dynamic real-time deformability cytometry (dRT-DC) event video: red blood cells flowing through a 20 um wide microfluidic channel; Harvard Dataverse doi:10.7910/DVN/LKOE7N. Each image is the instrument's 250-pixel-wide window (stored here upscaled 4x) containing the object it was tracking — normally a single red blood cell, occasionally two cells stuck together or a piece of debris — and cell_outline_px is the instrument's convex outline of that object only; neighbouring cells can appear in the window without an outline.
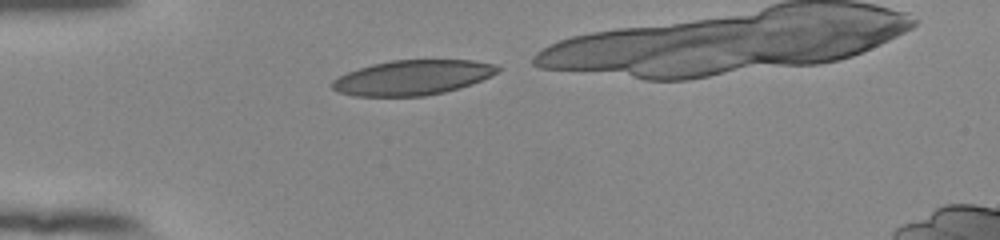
{"species": "human", "species_latin": "Homo sapiens", "temperature_condition": "room temperature", "stored_images_in_passage": 30, "camera_frame_rate_fps": 3000, "um_per_image_px": 0.085, "donor": {"sex": "female"}, "frame": {"image": 1, "passage_image": 1, "time_ms": 0.0, "image_size_px": [1000, 240], "cell_outline_px": [[500, 68], [496, 72], [472, 84], [460, 88], [444, 92], [424, 96], [352, 96], [336, 92], [332, 88], [332, 80], [348, 72], [372, 64], [392, 60], [472, 60], [496, 64]], "centroid_in_image_um": [35.04, 6.6], "position_along_channel_um": 50.0, "area_um2": 33.52}}
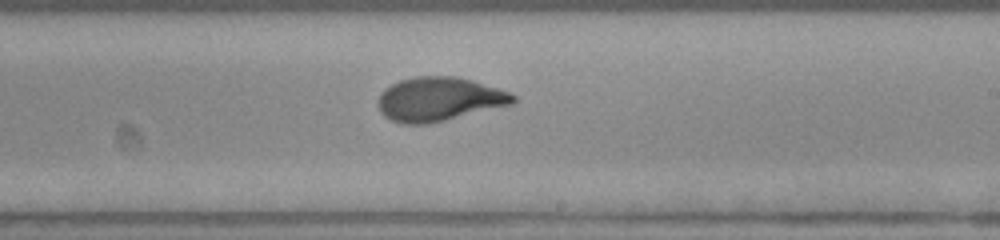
{"frame": {"image": 2, "passage_image": 18, "time_ms": 5.667, "image_size_px": [1000, 240], "cell_outline_px": [[516, 100], [512, 104], [428, 124], [404, 124], [392, 120], [384, 116], [380, 112], [380, 92], [384, 88], [400, 80], [416, 76], [456, 76], [472, 80], [508, 92], [516, 96]], "centroid_in_image_um": [37.31, 8.42], "position_along_channel_um": 251.7, "area_um2": 34.22}}
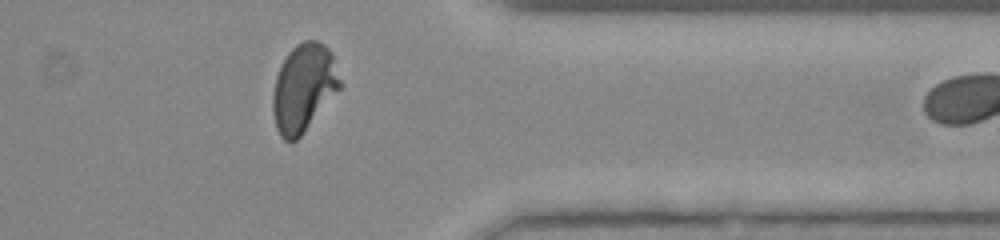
{"frame": {"image": 3, "passage_image": 29, "time_ms": 9.333, "image_size_px": [1000, 240], "cell_outline_px": [[344, 84], [300, 136], [292, 144], [284, 140], [280, 136], [276, 128], [272, 112], [272, 96], [276, 76], [288, 52], [296, 44], [304, 40], [316, 40], [324, 44], [332, 52]], "centroid_in_image_um": [25.83, 7.46], "position_along_channel_um": 385.6, "area_um2": 34.74}}